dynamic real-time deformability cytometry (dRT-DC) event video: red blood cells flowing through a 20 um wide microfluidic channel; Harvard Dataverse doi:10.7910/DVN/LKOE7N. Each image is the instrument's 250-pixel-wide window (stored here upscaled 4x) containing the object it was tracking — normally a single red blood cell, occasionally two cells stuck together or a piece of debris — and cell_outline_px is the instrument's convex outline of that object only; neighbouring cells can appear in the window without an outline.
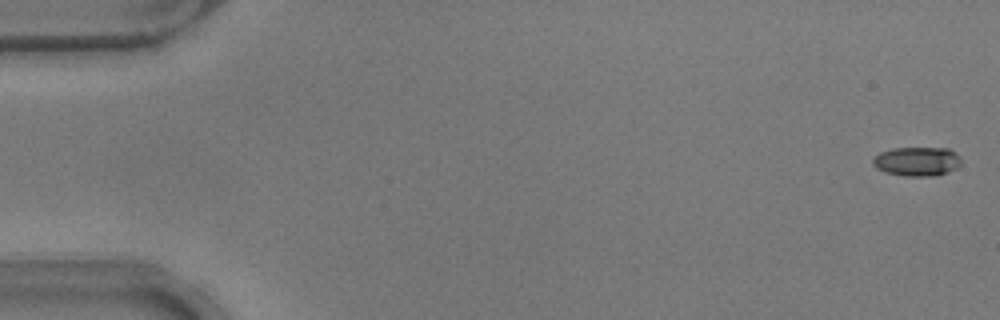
{"species": "common noctule bat (a hibernating species)", "species_latin": "Nyctalus noctula", "temperature_condition": "warm", "stored_images_in_passage": 53, "camera_frame_rate_fps": 3000, "um_per_image_px": 0.085, "animal": {"sex": "male", "body_mass_g": 17.9}, "frame": {"image": 1, "passage_image": 1, "time_ms": 0.0, "image_size_px": [1000, 320], "cell_outline_px": [[960, 164], [956, 168], [948, 172], [936, 176], [904, 176], [884, 172], [876, 168], [872, 164], [872, 160], [880, 152], [892, 148], [948, 148], [956, 152], [960, 156]], "centroid_in_image_um": [77.95, 13.72], "position_along_channel_um": 7.1, "area_um2": 15.14}}
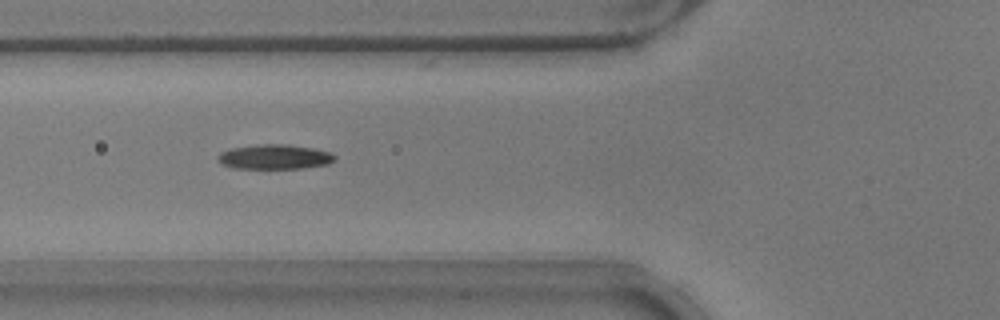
{"frame": {"image": 2, "passage_image": 20, "time_ms": 6.333, "image_size_px": [1000, 320], "cell_outline_px": [[336, 160], [328, 164], [300, 168], [232, 168], [220, 164], [216, 160], [220, 152], [232, 148], [260, 144], [288, 144], [312, 148], [332, 152], [336, 156]], "centroid_in_image_um": [23.34, 13.33], "position_along_channel_um": 102.5, "area_um2": 16.94}}
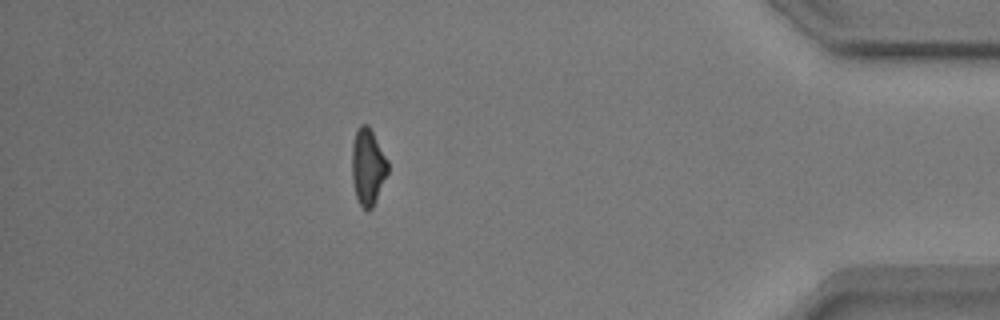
{"frame": {"image": 3, "passage_image": 47, "time_ms": 15.333, "image_size_px": [1000, 320], "cell_outline_px": [[388, 172], [376, 200], [372, 208], [368, 212], [360, 204], [356, 196], [352, 180], [352, 144], [356, 128], [360, 124], [368, 124], [388, 160]], "centroid_in_image_um": [31.26, 14.15], "position_along_channel_um": 403.9, "area_um2": 16.07}, "authors_computed_cell_mechanics": {"area_um2": 16.2996, "velocity_mm_per_s": 3.8258, "shape_relaxation_time_tau1_ms": 3.7045, "shape_relaxation_time_tau2_ms": 5.7552, "deformation_change_tau1": 0.1458, "deformation_change_tau2": 0.1382}}